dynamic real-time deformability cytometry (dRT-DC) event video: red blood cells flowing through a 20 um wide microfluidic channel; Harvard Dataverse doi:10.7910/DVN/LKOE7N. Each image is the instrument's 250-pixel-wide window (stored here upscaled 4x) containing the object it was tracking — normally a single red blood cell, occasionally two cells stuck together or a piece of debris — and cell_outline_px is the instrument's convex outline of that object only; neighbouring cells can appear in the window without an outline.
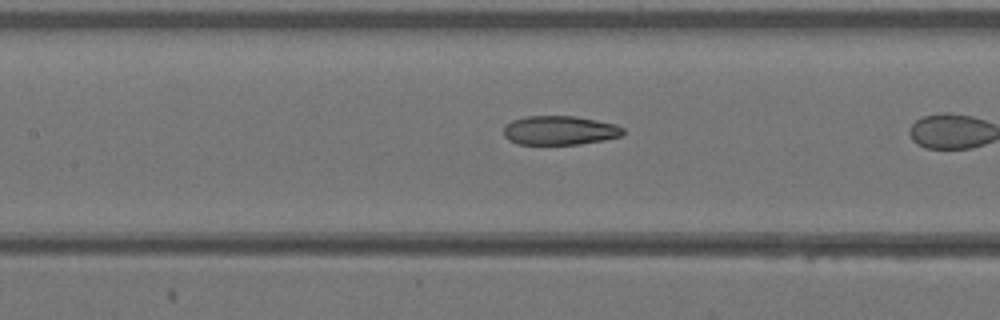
{"species": "Egyptian fruit bat (a non-hibernating species)", "species_latin": "Rousettus aegyptiacus", "temperature_condition": "warm", "stored_images_in_passage": 24, "camera_frame_rate_fps": 3000, "um_per_image_px": 0.085, "animal": {"sex": "female"}, "frame": {"image": 1, "passage_image": 17, "time_ms": 5.333, "image_size_px": [1000, 320], "cell_outline_px": [[624, 132], [620, 136], [604, 140], [580, 144], [520, 144], [508, 140], [504, 136], [504, 124], [512, 120], [528, 116], [576, 116], [616, 124], [624, 128]], "centroid_in_image_um": [47.56, 11.08], "position_along_channel_um": 159.8, "area_um2": 20.29}}